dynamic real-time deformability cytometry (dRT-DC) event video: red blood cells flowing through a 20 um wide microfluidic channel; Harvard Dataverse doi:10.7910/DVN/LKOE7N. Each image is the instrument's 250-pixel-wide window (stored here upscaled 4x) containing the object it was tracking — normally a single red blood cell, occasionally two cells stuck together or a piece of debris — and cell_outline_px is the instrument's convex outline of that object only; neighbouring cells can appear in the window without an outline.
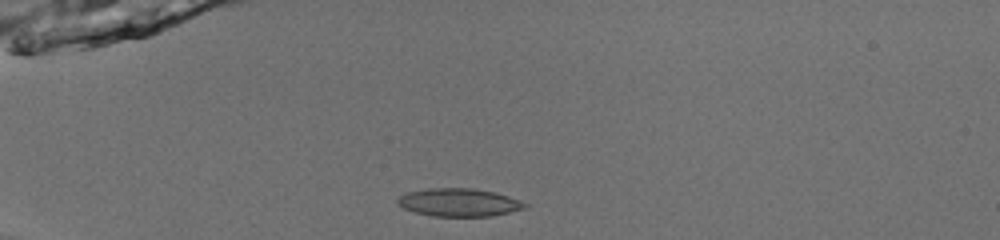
{"species": "common noctule bat (a hibernating species)", "species_latin": "Nyctalus noctula", "temperature_condition": "room temperature", "stored_images_in_passage": 37, "camera_frame_rate_fps": 3000, "um_per_image_px": 0.085, "animal": {"sex": "male", "body_mass_g": 13.0, "forearm_length_mm": 53.1}, "frame": {"image": 1, "passage_image": 1, "time_ms": 0.0, "image_size_px": [1000, 240], "cell_outline_px": [[528, 204], [524, 208], [492, 216], [432, 216], [416, 212], [404, 208], [396, 200], [400, 196], [408, 192], [428, 188], [472, 188], [492, 192], [508, 196], [520, 200]], "centroid_in_image_um": [39.01, 17.2], "position_along_channel_um": 46.0, "area_um2": 20.46}}
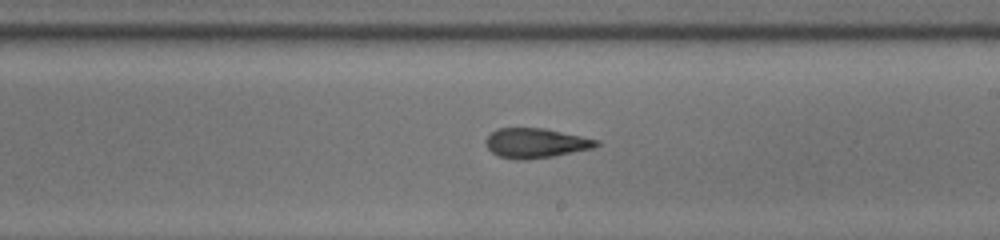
{"frame": {"image": 2, "passage_image": 18, "time_ms": 5.667, "image_size_px": [1000, 240], "cell_outline_px": [[600, 144], [592, 148], [552, 156], [524, 160], [516, 160], [500, 156], [492, 152], [488, 148], [484, 140], [496, 128], [544, 128], [600, 140]], "centroid_in_image_um": [45.52, 12.15], "position_along_channel_um": 243.5, "area_um2": 19.02}}
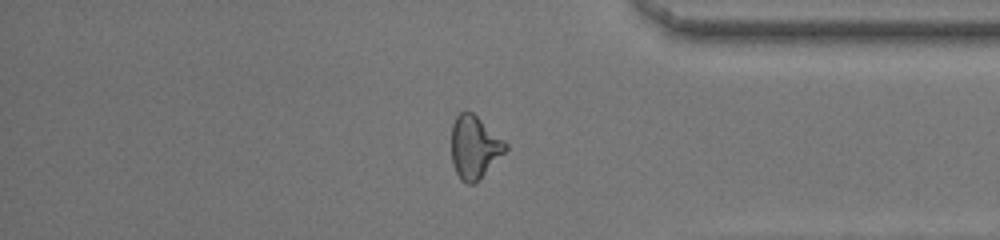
{"frame": {"image": 3, "passage_image": 30, "time_ms": 9.667, "image_size_px": [1000, 240], "cell_outline_px": [[508, 148], [480, 180], [472, 184], [468, 184], [460, 180], [452, 164], [452, 124], [456, 116], [460, 112], [472, 112], [504, 140], [508, 144]], "centroid_in_image_um": [40.32, 12.53], "position_along_channel_um": 394.9, "area_um2": 19.77}, "authors_computed_cell_mechanics": {"area_um2": 19.7676, "velocity_mm_per_s": 4.0204, "shape_relaxation_time_tau1_ms": 11.1858, "shape_relaxation_time_tau2_ms": 1.7565, "deformation_change_tau1": 0.2804, "deformation_change_tau2": 0.0898}}